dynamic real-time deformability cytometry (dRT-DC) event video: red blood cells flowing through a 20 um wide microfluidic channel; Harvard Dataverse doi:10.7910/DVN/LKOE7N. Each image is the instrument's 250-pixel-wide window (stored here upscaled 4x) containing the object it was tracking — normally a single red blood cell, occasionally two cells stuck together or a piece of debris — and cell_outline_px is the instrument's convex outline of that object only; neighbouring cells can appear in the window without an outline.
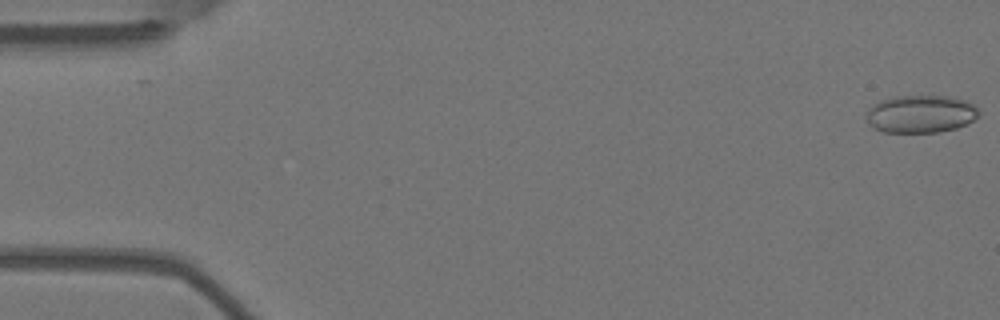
{"species": "Egyptian fruit bat (a non-hibernating species)", "species_latin": "Rousettus aegyptiacus", "temperature_condition": "warm", "stored_images_in_passage": 5, "camera_frame_rate_fps": 3000, "um_per_image_px": 0.085, "animal": {"sex": "female"}, "frame": {"image": 1, "passage_image": 1, "time_ms": 0.0, "image_size_px": [1000, 320], "cell_outline_px": [[980, 116], [968, 124], [956, 128], [940, 132], [884, 132], [872, 128], [868, 124], [864, 116], [872, 104], [880, 100], [892, 96], [952, 96], [964, 100], [972, 104], [980, 112]], "centroid_in_image_um": [78.24, 9.69], "position_along_channel_um": 6.8, "area_um2": 25.14}}